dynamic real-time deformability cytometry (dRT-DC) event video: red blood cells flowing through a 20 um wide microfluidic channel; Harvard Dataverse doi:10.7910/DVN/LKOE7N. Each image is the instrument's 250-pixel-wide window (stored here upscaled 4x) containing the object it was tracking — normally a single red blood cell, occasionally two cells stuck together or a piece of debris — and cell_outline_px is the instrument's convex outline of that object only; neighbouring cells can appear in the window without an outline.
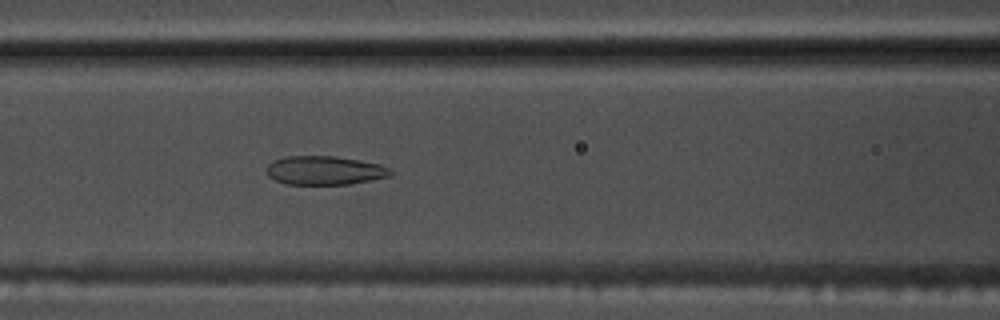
{"species": "common noctule bat (a hibernating species)", "species_latin": "Nyctalus noctula", "temperature_condition": "warm", "stored_images_in_passage": 43, "camera_frame_rate_fps": 3000, "um_per_image_px": 0.085, "animal": {"sex": "male", "body_mass_g": 17.5, "forearm_length_mm": 52.3}, "frame": {"image": 1, "passage_image": 17, "time_ms": 5.333, "image_size_px": [1000, 320], "cell_outline_px": [[392, 176], [348, 184], [284, 184], [268, 176], [268, 164], [272, 160], [284, 156], [336, 156], [360, 160], [380, 164], [388, 168], [392, 172]], "centroid_in_image_um": [27.59, 14.48], "position_along_channel_um": 139.0, "area_um2": 20.81}}
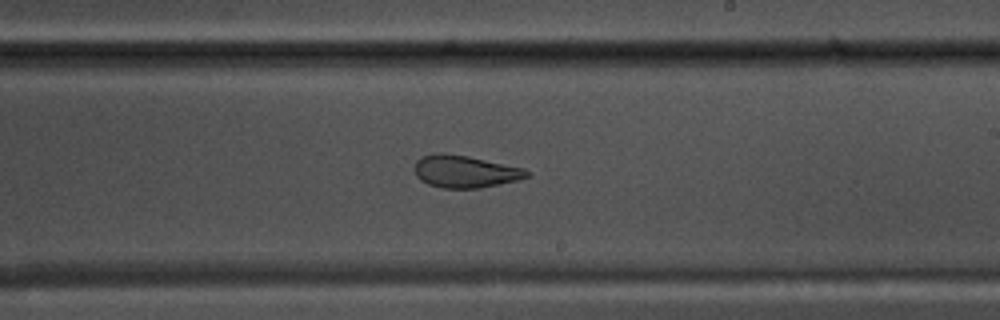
{"frame": {"image": 2, "passage_image": 26, "time_ms": 8.333, "image_size_px": [1000, 320], "cell_outline_px": [[528, 176], [516, 180], [480, 188], [444, 188], [428, 184], [420, 180], [416, 176], [416, 160], [420, 156], [468, 156], [524, 168], [528, 172]], "centroid_in_image_um": [39.55, 14.62], "position_along_channel_um": 249.4, "area_um2": 20.23}}
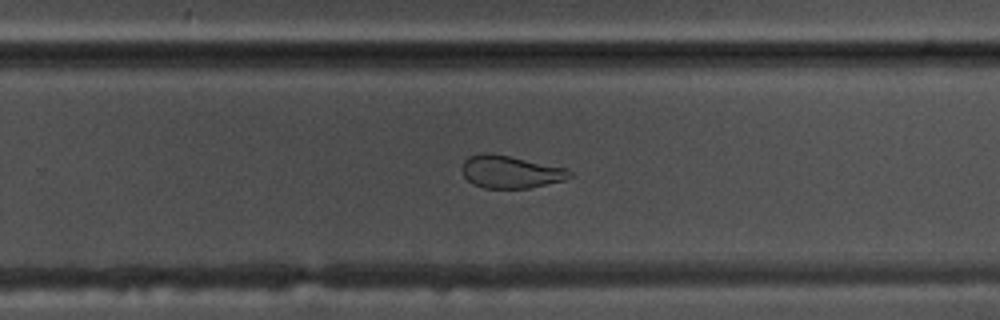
{"frame": {"image": 3, "passage_image": 29, "time_ms": 9.333, "image_size_px": [1000, 320], "cell_outline_px": [[572, 176], [564, 180], [532, 188], [484, 188], [472, 184], [464, 176], [460, 168], [464, 160], [468, 156], [508, 156], [568, 168], [572, 172]], "centroid_in_image_um": [43.44, 14.65], "position_along_channel_um": 286.4, "area_um2": 20.0}, "authors_computed_cell_mechanics": {"area_um2": 22.9466, "velocity_mm_per_s": 3.7011, "shape_relaxation_time_tau1_ms": null, "shape_relaxation_time_tau2_ms": 1.4294, "deformation_change_tau1": null, "deformation_change_tau2": 0.0835}}